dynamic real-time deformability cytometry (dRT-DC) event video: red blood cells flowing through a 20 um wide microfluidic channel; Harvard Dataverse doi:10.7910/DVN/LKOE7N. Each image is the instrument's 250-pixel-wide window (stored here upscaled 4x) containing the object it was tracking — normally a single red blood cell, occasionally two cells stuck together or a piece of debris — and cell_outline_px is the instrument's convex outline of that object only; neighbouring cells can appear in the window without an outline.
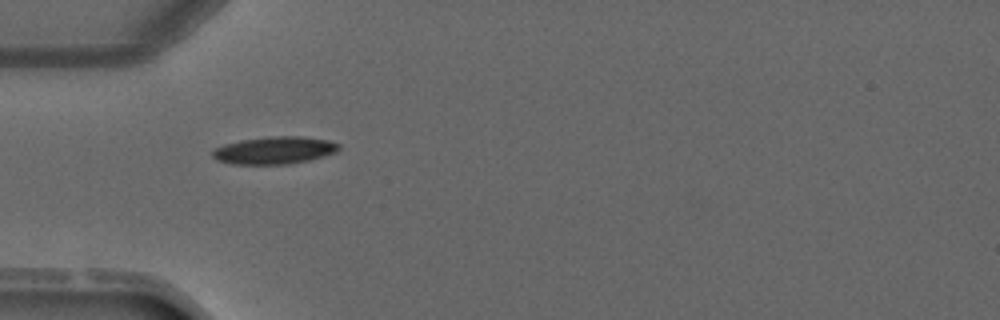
{"species": "common noctule bat (a hibernating species)", "species_latin": "Nyctalus noctula", "temperature_condition": "warm", "stored_images_in_passage": 1, "camera_frame_rate_fps": 3000, "um_per_image_px": 0.085, "animal": {"sex": "male", "forearm_length_mm": 52.5}, "frame": {"image": 1, "passage_image": 1, "time_ms": 0.0, "image_size_px": [1000, 320], "cell_outline_px": [[340, 148], [336, 152], [312, 160], [288, 164], [232, 164], [216, 160], [212, 156], [212, 148], [224, 144], [240, 140], [276, 136], [300, 136], [328, 140], [340, 144]], "centroid_in_image_um": [23.32, 12.78], "position_along_channel_um": 61.7, "area_um2": 20.35}}